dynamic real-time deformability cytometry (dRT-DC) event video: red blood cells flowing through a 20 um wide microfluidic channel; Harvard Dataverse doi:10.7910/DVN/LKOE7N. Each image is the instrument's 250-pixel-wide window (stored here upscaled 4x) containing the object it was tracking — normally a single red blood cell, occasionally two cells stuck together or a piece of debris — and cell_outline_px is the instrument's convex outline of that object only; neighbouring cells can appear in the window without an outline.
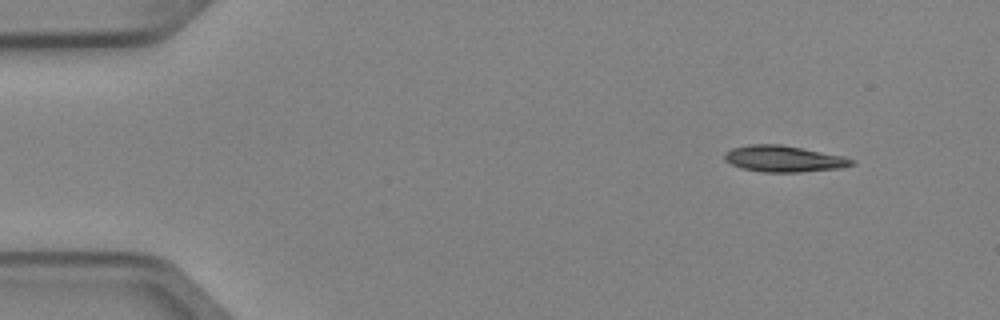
{"species": "Egyptian fruit bat (a non-hibernating species)", "species_latin": "Rousettus aegyptiacus", "temperature_condition": "cold", "stored_images_in_passage": 4, "camera_frame_rate_fps": 3000, "um_per_image_px": 0.085, "animal": {"sex": "female"}, "frame": {"image": 1, "passage_image": 1, "time_ms": 0.0, "image_size_px": [1000, 320], "cell_outline_px": [[856, 164], [840, 168], [800, 172], [760, 172], [740, 168], [724, 160], [724, 152], [732, 148], [748, 144], [780, 144], [840, 156], [856, 160]], "centroid_in_image_um": [66.57, 13.5], "position_along_channel_um": 18.4, "area_um2": 19.42}}
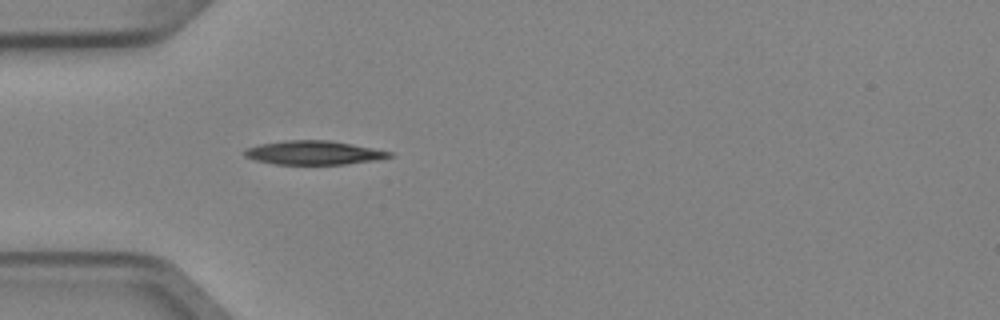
{"frame": {"image": 2, "passage_image": 4, "time_ms": 1.0, "image_size_px": [1000, 320], "cell_outline_px": [[396, 156], [380, 160], [344, 164], [276, 164], [256, 160], [244, 156], [244, 152], [248, 148], [260, 144], [284, 140], [328, 140], [352, 144], [392, 152]], "centroid_in_image_um": [26.73, 12.98], "position_along_channel_um": 58.3, "area_um2": 20.11}}